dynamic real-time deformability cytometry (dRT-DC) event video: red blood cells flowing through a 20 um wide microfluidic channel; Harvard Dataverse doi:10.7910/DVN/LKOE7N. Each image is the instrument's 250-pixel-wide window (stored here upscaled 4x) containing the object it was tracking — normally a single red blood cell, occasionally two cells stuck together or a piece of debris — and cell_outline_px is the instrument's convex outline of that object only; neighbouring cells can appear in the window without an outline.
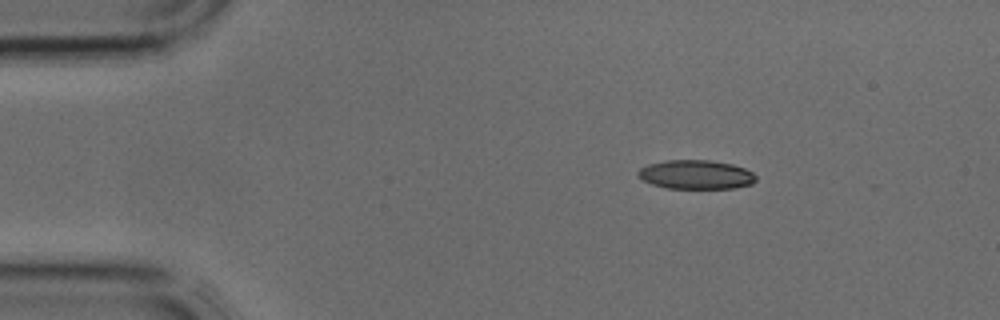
{"species": "common noctule bat (a hibernating species)", "species_latin": "Nyctalus noctula", "temperature_condition": "cold", "stored_images_in_passage": 2, "camera_frame_rate_fps": 3000, "um_per_image_px": 0.085, "animal": {"sex": "male", "body_mass_g": 17.9, "forearm_length_mm": 54.2}, "frame": {"image": 1, "passage_image": 1, "time_ms": 0.0, "image_size_px": [1000, 320], "cell_outline_px": [[756, 180], [752, 184], [732, 188], [668, 188], [652, 184], [644, 180], [636, 172], [640, 168], [648, 164], [668, 160], [708, 160], [732, 164], [744, 168], [752, 172], [756, 176]], "centroid_in_image_um": [59.17, 14.83], "position_along_channel_um": 25.8, "area_um2": 19.77}}